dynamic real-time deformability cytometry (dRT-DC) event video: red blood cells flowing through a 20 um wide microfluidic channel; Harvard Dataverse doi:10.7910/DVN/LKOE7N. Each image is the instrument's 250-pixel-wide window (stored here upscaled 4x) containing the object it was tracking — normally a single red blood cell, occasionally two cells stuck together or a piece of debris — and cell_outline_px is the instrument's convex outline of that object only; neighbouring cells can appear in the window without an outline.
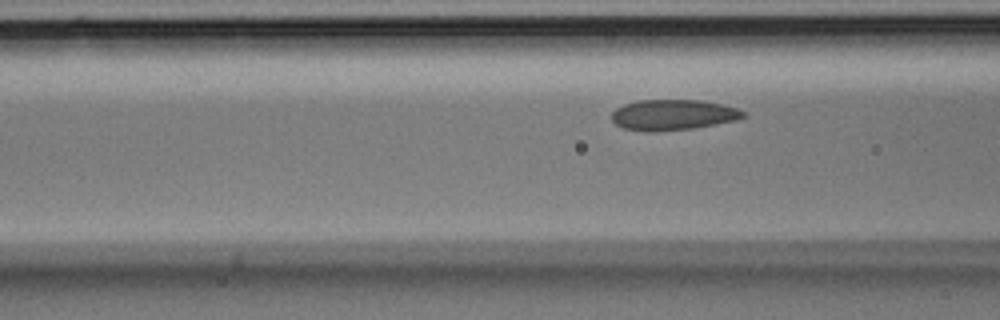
{"species": "Egyptian fruit bat (a non-hibernating species)", "species_latin": "Rousettus aegyptiacus", "temperature_condition": "room temperature", "stored_images_in_passage": 3, "camera_frame_rate_fps": 3000, "um_per_image_px": 0.085, "animal": {"sex": "male"}, "frame": {"image": 1, "passage_image": 3, "time_ms": 0.667, "image_size_px": [1000, 320], "cell_outline_px": [[748, 116], [736, 120], [692, 128], [652, 132], [648, 132], [624, 128], [616, 124], [612, 120], [612, 112], [616, 108], [624, 104], [636, 100], [700, 100], [740, 108]], "centroid_in_image_um": [57.21, 9.75], "position_along_channel_um": 109.4, "area_um2": 23.47}}